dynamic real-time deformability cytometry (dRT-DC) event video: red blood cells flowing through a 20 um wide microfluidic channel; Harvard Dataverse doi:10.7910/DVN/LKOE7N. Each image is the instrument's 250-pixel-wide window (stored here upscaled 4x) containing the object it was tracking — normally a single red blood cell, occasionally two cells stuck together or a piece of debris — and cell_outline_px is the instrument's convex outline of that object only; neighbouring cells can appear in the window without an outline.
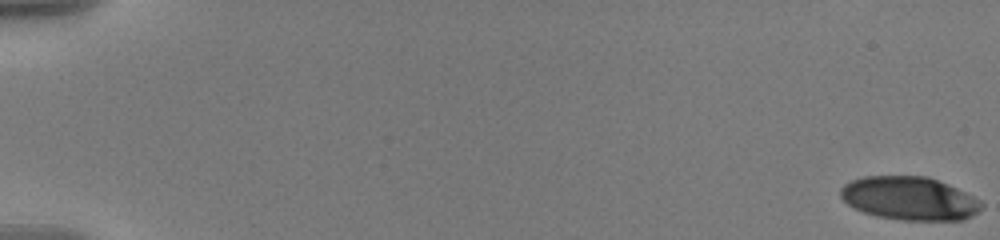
{"species": "human", "species_latin": "Homo sapiens", "temperature_condition": "warm", "stored_images_in_passage": 58, "camera_frame_rate_fps": 3000, "um_per_image_px": 0.085, "donor": {"sex": "male"}, "frame": {"image": 1, "passage_image": 1, "time_ms": 0.0, "image_size_px": [1000, 240], "cell_outline_px": [[984, 204], [972, 216], [964, 220], [900, 220], [876, 216], [864, 212], [848, 204], [840, 196], [840, 188], [844, 184], [852, 180], [864, 176], [928, 176], [948, 184], [980, 200]], "centroid_in_image_um": [77.29, 16.86], "position_along_channel_um": 7.7, "area_um2": 35.55}}
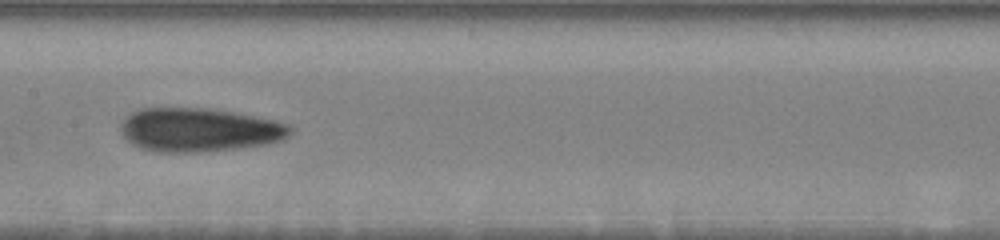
{"frame": {"image": 2, "passage_image": 32, "time_ms": 10.333, "image_size_px": [1000, 240], "cell_outline_px": [[292, 132], [284, 140], [268, 144], [236, 148], [200, 152], [160, 152], [140, 148], [132, 144], [124, 136], [120, 128], [120, 124], [124, 116], [136, 108], [208, 108], [236, 112], [292, 124]], "centroid_in_image_um": [16.93, 11.03], "position_along_channel_um": 190.5, "area_um2": 43.64}}
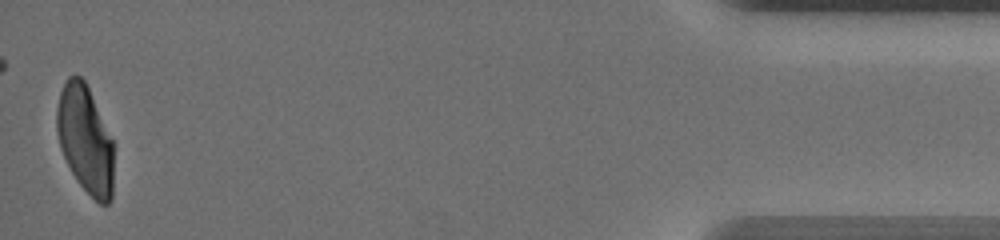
{"frame": {"image": 3, "passage_image": 58, "time_ms": 19.0, "image_size_px": [1000, 240], "cell_outline_px": [[112, 200], [108, 204], [100, 204], [80, 184], [72, 172], [60, 148], [56, 128], [56, 108], [60, 92], [68, 76], [80, 76], [84, 80], [88, 88], [112, 140]], "centroid_in_image_um": [7.22, 11.85], "position_along_channel_um": 428.0, "area_um2": 35.03}, "authors_computed_cell_mechanics": {"area_um2": 39.4196, "velocity_mm_per_s": 3.5899, "shape_relaxation_time_tau1_ms": 6.8582, "shape_relaxation_time_tau2_ms": 1.8086, "deformation_change_tau1": 0.2347, "deformation_change_tau2": 0.0848}}